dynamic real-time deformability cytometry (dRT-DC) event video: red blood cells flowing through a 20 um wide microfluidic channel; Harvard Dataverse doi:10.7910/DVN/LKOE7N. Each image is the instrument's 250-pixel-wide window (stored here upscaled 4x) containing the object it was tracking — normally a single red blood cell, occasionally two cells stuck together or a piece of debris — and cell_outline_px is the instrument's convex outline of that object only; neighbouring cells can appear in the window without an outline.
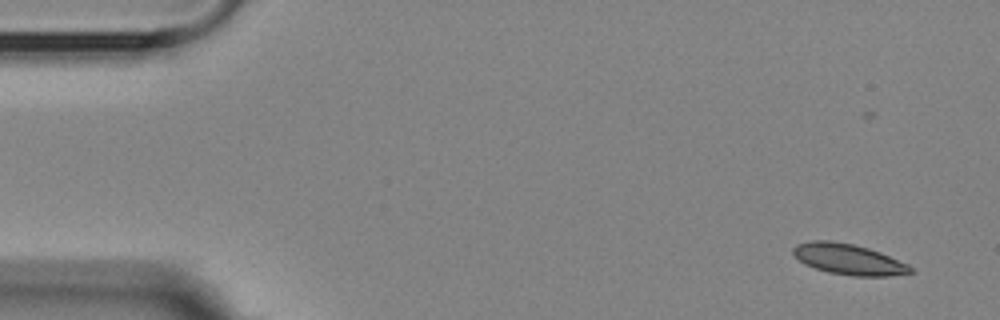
{"species": "Egyptian fruit bat (a non-hibernating species)", "species_latin": "Rousettus aegyptiacus", "temperature_condition": "room temperature", "stored_images_in_passage": 4, "segment_of_instrument_passage": [2, 2], "camera_frame_rate_fps": 3000, "um_per_image_px": 0.085, "animal": {"sex": "female"}, "frame": {"image": 1, "passage_image": 4, "time_ms": 4.333, "image_size_px": [1000, 320], "cell_outline_px": [[916, 272], [888, 276], [852, 276], [828, 272], [804, 264], [792, 252], [792, 248], [796, 244], [812, 240], [832, 240], [852, 244], [868, 248], [880, 252], [908, 264]], "centroid_in_image_um": [72.13, 22.03], "position_along_channel_um": 12.9, "area_um2": 21.04}}